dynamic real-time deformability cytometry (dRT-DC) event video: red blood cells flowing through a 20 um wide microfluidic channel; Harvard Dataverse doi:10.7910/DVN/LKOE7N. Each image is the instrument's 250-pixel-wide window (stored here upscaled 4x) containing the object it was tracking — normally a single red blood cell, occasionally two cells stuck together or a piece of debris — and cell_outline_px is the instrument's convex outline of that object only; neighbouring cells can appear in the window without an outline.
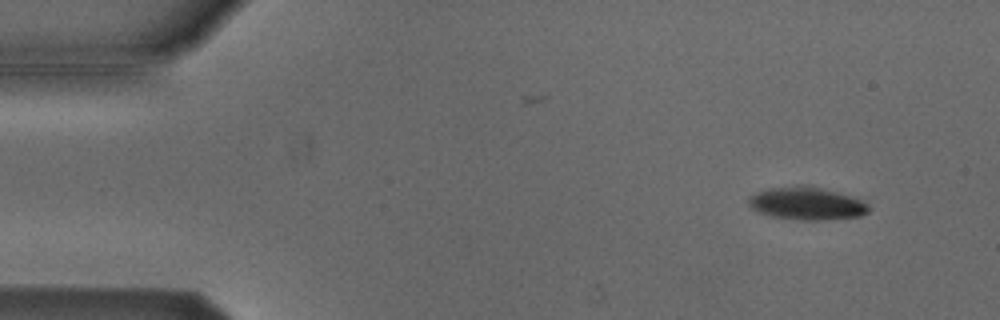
{"species": "Egyptian fruit bat (a non-hibernating species)", "species_latin": "Rousettus aegyptiacus", "temperature_condition": "cold", "stored_images_in_passage": 5, "camera_frame_rate_fps": 3000, "um_per_image_px": 0.085, "animal": {"sex": "male"}, "frame": {"image": 1, "passage_image": 2, "time_ms": 0.333, "image_size_px": [1000, 320], "cell_outline_px": [[872, 208], [868, 212], [860, 216], [828, 220], [800, 220], [772, 216], [760, 212], [752, 208], [748, 204], [748, 196], [752, 192], [764, 188], [820, 188], [852, 196], [868, 204]], "centroid_in_image_um": [68.57, 17.33], "position_along_channel_um": 16.4, "area_um2": 22.48}}